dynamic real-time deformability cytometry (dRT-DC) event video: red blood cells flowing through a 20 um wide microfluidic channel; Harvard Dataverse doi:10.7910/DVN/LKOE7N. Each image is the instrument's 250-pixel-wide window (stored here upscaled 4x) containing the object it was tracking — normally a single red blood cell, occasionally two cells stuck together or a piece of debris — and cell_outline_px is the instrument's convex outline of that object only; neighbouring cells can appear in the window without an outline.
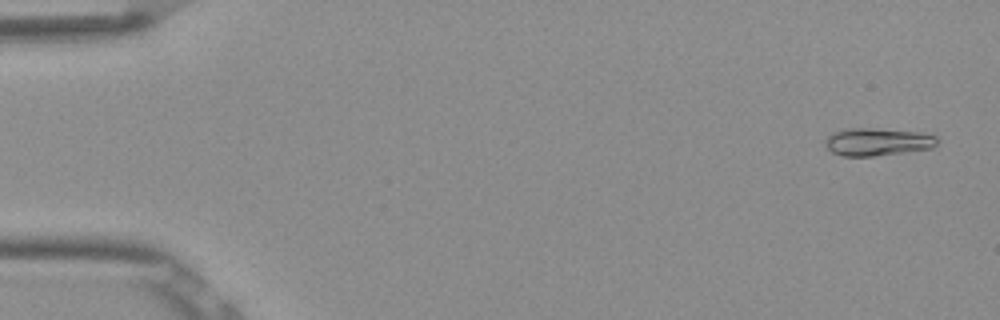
{"species": "Egyptian fruit bat (a non-hibernating species)", "species_latin": "Rousettus aegyptiacus", "temperature_condition": "room temperature", "stored_images_in_passage": 52, "camera_frame_rate_fps": 3000, "um_per_image_px": 0.085, "frame": {"image": 1, "passage_image": 2, "time_ms": 0.333, "image_size_px": [1000, 320], "cell_outline_px": [[936, 144], [932, 148], [904, 152], [872, 156], [844, 156], [832, 152], [824, 144], [824, 140], [832, 132], [848, 128], [872, 128], [920, 132], [936, 136]], "centroid_in_image_um": [74.54, 12.05], "position_along_channel_um": 10.5, "area_um2": 17.98}}
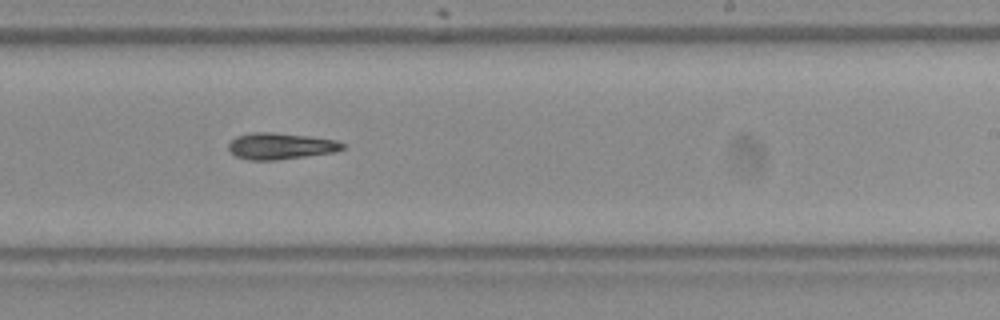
{"frame": {"image": 2, "passage_image": 32, "time_ms": 10.333, "image_size_px": [1000, 320], "cell_outline_px": [[344, 148], [336, 152], [276, 160], [248, 160], [236, 156], [228, 148], [228, 144], [236, 136], [252, 132], [272, 132], [308, 136], [336, 140], [344, 144]], "centroid_in_image_um": [23.84, 12.41], "position_along_channel_um": 265.2, "area_um2": 17.51}}
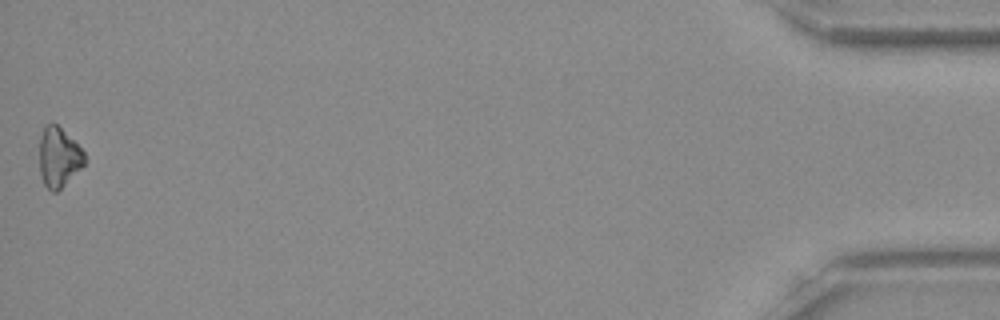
{"frame": {"image": 3, "passage_image": 52, "time_ms": 17.0, "image_size_px": [1000, 320], "cell_outline_px": [[88, 160], [56, 192], [52, 192], [44, 184], [40, 176], [40, 136], [44, 124], [56, 124], [84, 152]], "centroid_in_image_um": [4.97, 13.37], "position_along_channel_um": 430.2, "area_um2": 15.37}, "authors_computed_cell_mechanics": {"area_um2": 17.2822, "velocity_mm_per_s": 3.8938, "shape_relaxation_time_tau1_ms": 9.1522, "shape_relaxation_time_tau2_ms": 9.2374, "deformation_change_tau1": 0.1894, "deformation_change_tau2": 0.1615}}